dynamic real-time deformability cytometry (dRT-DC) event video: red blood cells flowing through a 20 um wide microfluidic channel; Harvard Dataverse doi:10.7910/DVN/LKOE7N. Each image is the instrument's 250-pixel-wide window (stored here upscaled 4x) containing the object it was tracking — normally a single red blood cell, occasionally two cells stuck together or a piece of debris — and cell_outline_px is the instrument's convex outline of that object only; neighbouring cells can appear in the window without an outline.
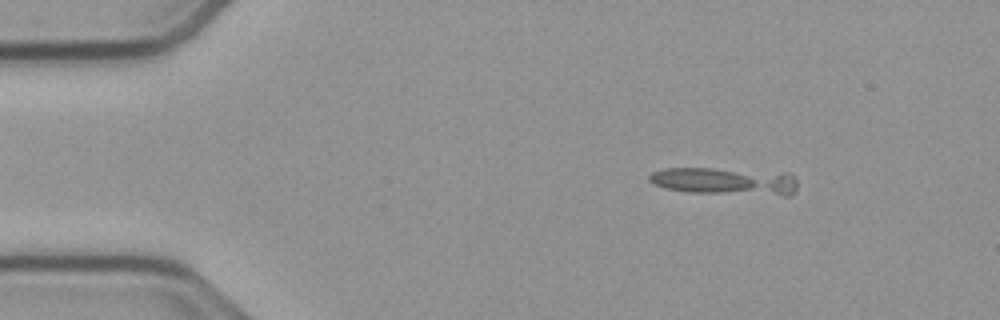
{"species": "common noctule bat (a hibernating species)", "species_latin": "Nyctalus noctula", "temperature_condition": "cold", "stored_images_in_passage": 9, "camera_frame_rate_fps": 3000, "um_per_image_px": 0.085, "animal": {"sex": "male", "body_mass_g": 23.1, "forearm_length_mm": 52.7}, "frame": {"image": 1, "passage_image": 8, "time_ms": 2.333, "image_size_px": [1000, 320], "cell_outline_px": [[796, 192], [792, 196], [780, 196], [688, 192], [664, 188], [648, 180], [648, 176], [652, 172], [664, 168], [712, 168], [788, 172], [796, 180]], "centroid_in_image_um": [61.68, 15.41], "position_along_channel_um": 23.3, "area_um2": 24.22}}